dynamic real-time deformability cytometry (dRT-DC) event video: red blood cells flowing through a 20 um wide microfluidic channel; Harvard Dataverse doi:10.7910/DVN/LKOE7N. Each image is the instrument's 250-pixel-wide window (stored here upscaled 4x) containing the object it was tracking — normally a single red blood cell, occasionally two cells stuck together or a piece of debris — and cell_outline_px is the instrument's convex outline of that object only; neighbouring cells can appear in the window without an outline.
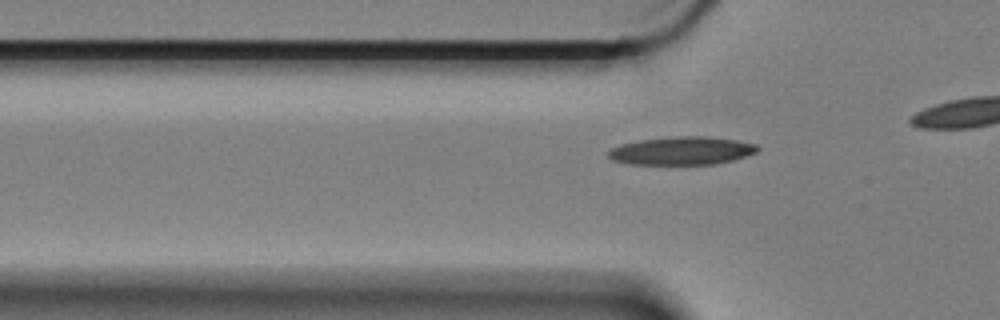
{"species": "Egyptian fruit bat (a non-hibernating species)", "species_latin": "Rousettus aegyptiacus", "temperature_condition": "cold", "stored_images_in_passage": 39, "camera_frame_rate_fps": 3000, "um_per_image_px": 0.085, "animal": {"sex": "female"}, "frame": {"image": 1, "passage_image": 10, "time_ms": 3.0, "image_size_px": [1000, 320], "cell_outline_px": [[760, 148], [756, 152], [732, 160], [716, 164], [628, 164], [612, 160], [608, 156], [608, 152], [612, 148], [620, 144], [640, 140], [676, 136], [708, 136], [736, 140], [756, 144]], "centroid_in_image_um": [57.94, 12.81], "position_along_channel_um": 67.9, "area_um2": 24.39}}
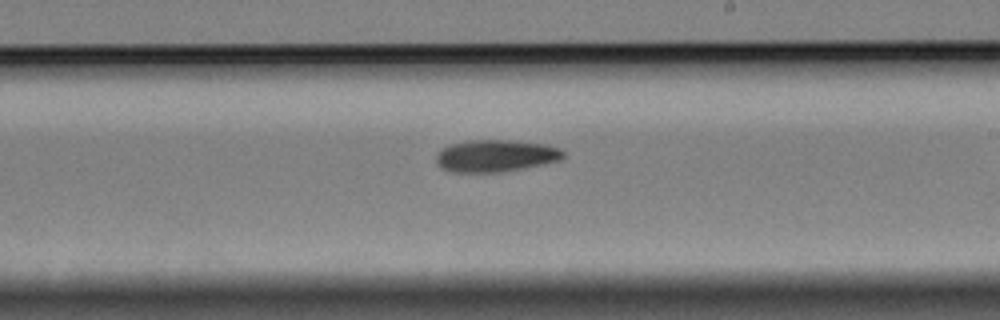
{"frame": {"image": 2, "passage_image": 26, "time_ms": 8.333, "image_size_px": [1000, 320], "cell_outline_px": [[564, 156], [560, 160], [500, 172], [452, 172], [440, 168], [436, 160], [436, 152], [448, 144], [468, 140], [512, 140], [544, 144], [560, 148], [564, 152]], "centroid_in_image_um": [42.07, 13.23], "position_along_channel_um": 246.9, "area_um2": 23.76}}
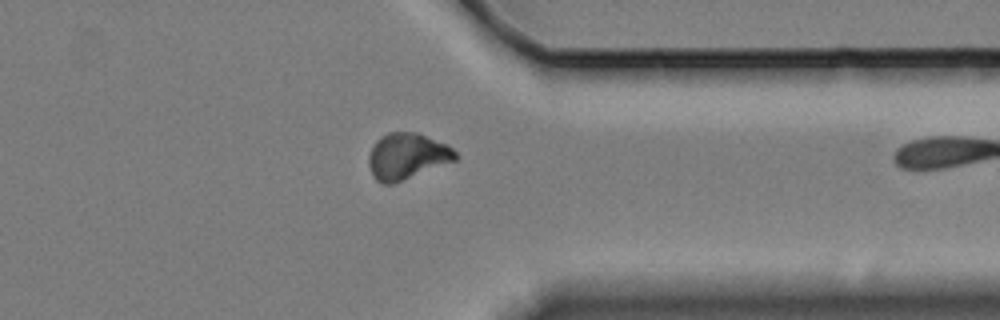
{"frame": {"image": 3, "passage_image": 38, "time_ms": 12.333, "image_size_px": [1000, 320], "cell_outline_px": [[460, 156], [456, 160], [392, 184], [380, 184], [372, 176], [368, 164], [368, 156], [372, 144], [380, 136], [388, 132], [416, 132], [448, 144]], "centroid_in_image_um": [34.57, 13.27], "position_along_channel_um": 376.8, "area_um2": 23.58}}